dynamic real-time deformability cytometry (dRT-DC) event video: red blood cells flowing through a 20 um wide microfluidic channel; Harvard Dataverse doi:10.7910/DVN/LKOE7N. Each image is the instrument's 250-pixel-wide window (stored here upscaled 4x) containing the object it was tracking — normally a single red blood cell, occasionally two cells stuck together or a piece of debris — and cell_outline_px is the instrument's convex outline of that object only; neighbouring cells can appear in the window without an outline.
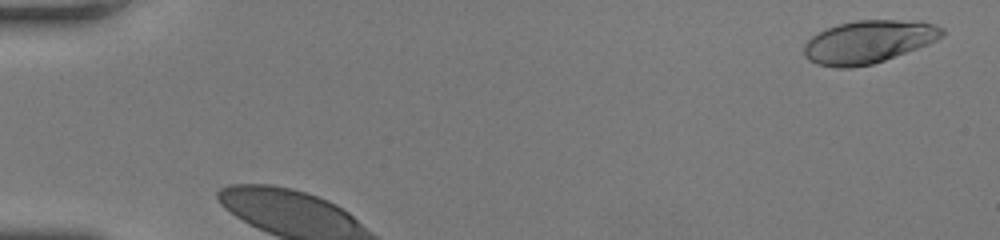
{"species": "human", "species_latin": "Homo sapiens", "temperature_condition": "room temperature", "stored_images_in_passage": 28, "camera_frame_rate_fps": 3000, "um_per_image_px": 0.085, "donor": {"sex": "female"}, "frame": {"image": 1, "passage_image": 2, "time_ms": 0.333, "image_size_px": [1000, 240], "cell_outline_px": [[944, 36], [928, 44], [884, 60], [872, 64], [852, 68], [836, 68], [816, 64], [808, 60], [804, 56], [804, 44], [816, 32], [840, 24], [856, 20], [920, 20], [936, 24], [944, 28]], "centroid_in_image_um": [73.83, 3.55], "position_along_channel_um": 11.2, "area_um2": 34.74}}
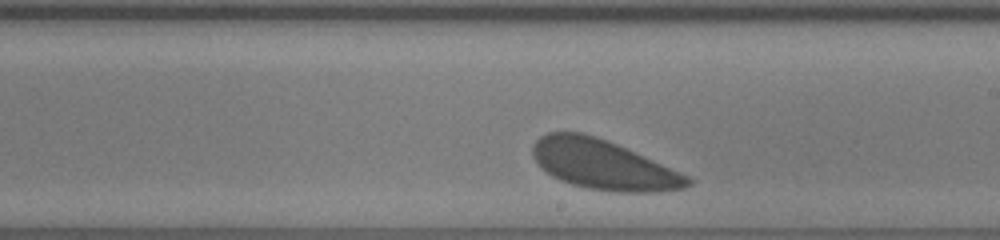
{"frame": {"image": 2, "passage_image": 17, "time_ms": 5.333, "image_size_px": [1000, 240], "cell_outline_px": [[692, 184], [684, 188], [656, 192], [616, 192], [588, 188], [572, 184], [560, 180], [552, 176], [532, 156], [532, 144], [540, 136], [548, 132], [584, 132], [608, 140], [688, 176], [692, 180]], "centroid_in_image_um": [51.25, 13.99], "position_along_channel_um": 237.7, "area_um2": 44.45}}
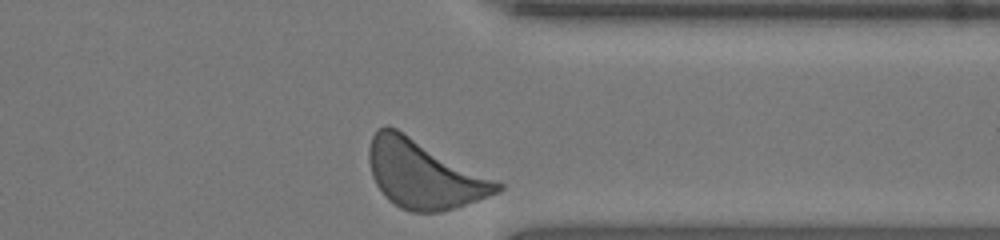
{"frame": {"image": 3, "passage_image": 28, "time_ms": 9.0, "image_size_px": [1000, 240], "cell_outline_px": [[504, 188], [500, 192], [440, 212], [412, 212], [400, 208], [388, 200], [376, 184], [372, 176], [368, 160], [368, 148], [372, 136], [380, 128], [396, 128], [504, 184]], "centroid_in_image_um": [36.01, 14.83], "position_along_channel_um": 375.4, "area_um2": 50.29}, "authors_computed_cell_mechanics": {"area_um2": 44.8239, "velocity_mm_per_s": 3.7455, "shape_relaxation_time_tau1_ms": 0.2827, "shape_relaxation_time_tau2_ms": 9.3768, "deformation_change_tau1": 0.0323, "deformation_change_tau2": 0.1626}}